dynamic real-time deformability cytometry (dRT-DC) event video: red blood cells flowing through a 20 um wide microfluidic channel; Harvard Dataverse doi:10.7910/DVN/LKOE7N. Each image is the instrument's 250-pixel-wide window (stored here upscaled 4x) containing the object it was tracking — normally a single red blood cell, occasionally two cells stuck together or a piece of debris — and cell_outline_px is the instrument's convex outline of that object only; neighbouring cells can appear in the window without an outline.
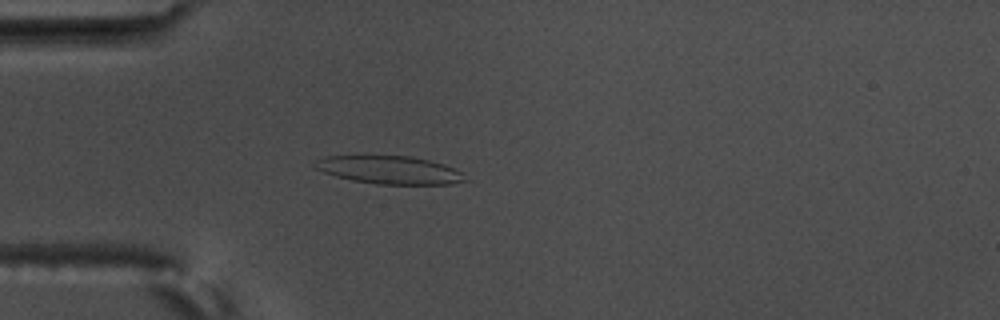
{"species": "common noctule bat (a hibernating species)", "species_latin": "Nyctalus noctula", "temperature_condition": "warm", "stored_images_in_passage": 3, "camera_frame_rate_fps": 3000, "um_per_image_px": 0.085, "animal": {"sex": "male", "body_mass_g": 17.5, "forearm_length_mm": 52.3}, "frame": {"image": 1, "passage_image": 3, "time_ms": 0.667, "image_size_px": [1000, 320], "cell_outline_px": [[468, 180], [452, 184], [376, 184], [352, 180], [336, 176], [312, 168], [316, 160], [324, 156], [412, 156], [444, 164], [460, 172]], "centroid_in_image_um": [33.08, 14.44], "position_along_channel_um": 51.9, "area_um2": 24.39}}